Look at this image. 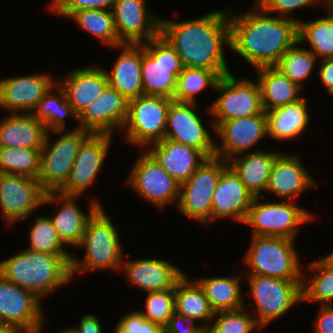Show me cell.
Returning a JSON list of instances; mask_svg holds the SVG:
<instances>
[{
  "label": "cell",
  "mask_w": 333,
  "mask_h": 333,
  "mask_svg": "<svg viewBox=\"0 0 333 333\" xmlns=\"http://www.w3.org/2000/svg\"><path fill=\"white\" fill-rule=\"evenodd\" d=\"M332 260H333V252H329V254H327Z\"/></svg>",
  "instance_id": "55"
},
{
  "label": "cell",
  "mask_w": 333,
  "mask_h": 333,
  "mask_svg": "<svg viewBox=\"0 0 333 333\" xmlns=\"http://www.w3.org/2000/svg\"><path fill=\"white\" fill-rule=\"evenodd\" d=\"M228 162L217 156L207 158L184 183L180 184L177 210L200 224L212 221V196L220 174Z\"/></svg>",
  "instance_id": "10"
},
{
  "label": "cell",
  "mask_w": 333,
  "mask_h": 333,
  "mask_svg": "<svg viewBox=\"0 0 333 333\" xmlns=\"http://www.w3.org/2000/svg\"><path fill=\"white\" fill-rule=\"evenodd\" d=\"M32 222L28 234L29 243L25 248L50 254H72L60 240L49 216L35 215Z\"/></svg>",
  "instance_id": "42"
},
{
  "label": "cell",
  "mask_w": 333,
  "mask_h": 333,
  "mask_svg": "<svg viewBox=\"0 0 333 333\" xmlns=\"http://www.w3.org/2000/svg\"><path fill=\"white\" fill-rule=\"evenodd\" d=\"M326 7L333 12V0H326Z\"/></svg>",
  "instance_id": "54"
},
{
  "label": "cell",
  "mask_w": 333,
  "mask_h": 333,
  "mask_svg": "<svg viewBox=\"0 0 333 333\" xmlns=\"http://www.w3.org/2000/svg\"><path fill=\"white\" fill-rule=\"evenodd\" d=\"M240 78H236L230 72L218 81L214 90L217 98L206 107V113H209L212 121L242 118L260 114L263 111L257 79L254 81L247 77Z\"/></svg>",
  "instance_id": "12"
},
{
  "label": "cell",
  "mask_w": 333,
  "mask_h": 333,
  "mask_svg": "<svg viewBox=\"0 0 333 333\" xmlns=\"http://www.w3.org/2000/svg\"><path fill=\"white\" fill-rule=\"evenodd\" d=\"M173 99L142 95L129 100L128 115L121 131L131 145L146 149L164 138L169 105Z\"/></svg>",
  "instance_id": "11"
},
{
  "label": "cell",
  "mask_w": 333,
  "mask_h": 333,
  "mask_svg": "<svg viewBox=\"0 0 333 333\" xmlns=\"http://www.w3.org/2000/svg\"><path fill=\"white\" fill-rule=\"evenodd\" d=\"M254 198L255 196L228 165L220 174L213 192L212 222L231 219L244 224Z\"/></svg>",
  "instance_id": "25"
},
{
  "label": "cell",
  "mask_w": 333,
  "mask_h": 333,
  "mask_svg": "<svg viewBox=\"0 0 333 333\" xmlns=\"http://www.w3.org/2000/svg\"><path fill=\"white\" fill-rule=\"evenodd\" d=\"M31 114L45 125L48 132L79 129V125L71 129L66 127L65 119L70 117L78 122V115L57 82L38 102Z\"/></svg>",
  "instance_id": "35"
},
{
  "label": "cell",
  "mask_w": 333,
  "mask_h": 333,
  "mask_svg": "<svg viewBox=\"0 0 333 333\" xmlns=\"http://www.w3.org/2000/svg\"><path fill=\"white\" fill-rule=\"evenodd\" d=\"M183 64L175 49L160 35L142 43L141 77L144 95L173 99Z\"/></svg>",
  "instance_id": "9"
},
{
  "label": "cell",
  "mask_w": 333,
  "mask_h": 333,
  "mask_svg": "<svg viewBox=\"0 0 333 333\" xmlns=\"http://www.w3.org/2000/svg\"><path fill=\"white\" fill-rule=\"evenodd\" d=\"M301 160L297 153L282 152L273 164L265 192L281 200L296 201L302 193L317 190L318 183Z\"/></svg>",
  "instance_id": "23"
},
{
  "label": "cell",
  "mask_w": 333,
  "mask_h": 333,
  "mask_svg": "<svg viewBox=\"0 0 333 333\" xmlns=\"http://www.w3.org/2000/svg\"><path fill=\"white\" fill-rule=\"evenodd\" d=\"M244 276L249 282L247 294L253 300L248 303L245 300L244 306L251 309L250 312L262 329L302 303L303 280H284L254 274Z\"/></svg>",
  "instance_id": "5"
},
{
  "label": "cell",
  "mask_w": 333,
  "mask_h": 333,
  "mask_svg": "<svg viewBox=\"0 0 333 333\" xmlns=\"http://www.w3.org/2000/svg\"><path fill=\"white\" fill-rule=\"evenodd\" d=\"M305 97L285 106L265 111L267 115L268 137L273 140L287 141L298 136L308 128L310 120L309 107Z\"/></svg>",
  "instance_id": "31"
},
{
  "label": "cell",
  "mask_w": 333,
  "mask_h": 333,
  "mask_svg": "<svg viewBox=\"0 0 333 333\" xmlns=\"http://www.w3.org/2000/svg\"><path fill=\"white\" fill-rule=\"evenodd\" d=\"M0 333H24V332L17 327L1 324Z\"/></svg>",
  "instance_id": "52"
},
{
  "label": "cell",
  "mask_w": 333,
  "mask_h": 333,
  "mask_svg": "<svg viewBox=\"0 0 333 333\" xmlns=\"http://www.w3.org/2000/svg\"><path fill=\"white\" fill-rule=\"evenodd\" d=\"M282 152L258 149L234 156L227 162L254 196H262L266 191L273 164Z\"/></svg>",
  "instance_id": "30"
},
{
  "label": "cell",
  "mask_w": 333,
  "mask_h": 333,
  "mask_svg": "<svg viewBox=\"0 0 333 333\" xmlns=\"http://www.w3.org/2000/svg\"><path fill=\"white\" fill-rule=\"evenodd\" d=\"M111 134H91L80 146L66 184L58 191L68 196H82L95 184L110 152Z\"/></svg>",
  "instance_id": "18"
},
{
  "label": "cell",
  "mask_w": 333,
  "mask_h": 333,
  "mask_svg": "<svg viewBox=\"0 0 333 333\" xmlns=\"http://www.w3.org/2000/svg\"><path fill=\"white\" fill-rule=\"evenodd\" d=\"M259 2V0H254V4H257Z\"/></svg>",
  "instance_id": "57"
},
{
  "label": "cell",
  "mask_w": 333,
  "mask_h": 333,
  "mask_svg": "<svg viewBox=\"0 0 333 333\" xmlns=\"http://www.w3.org/2000/svg\"><path fill=\"white\" fill-rule=\"evenodd\" d=\"M69 19L76 22L78 27L86 33L91 34L95 39L97 38L98 42L104 46L112 49L123 45L115 30L112 10L85 9L73 13Z\"/></svg>",
  "instance_id": "38"
},
{
  "label": "cell",
  "mask_w": 333,
  "mask_h": 333,
  "mask_svg": "<svg viewBox=\"0 0 333 333\" xmlns=\"http://www.w3.org/2000/svg\"><path fill=\"white\" fill-rule=\"evenodd\" d=\"M138 289L144 292L164 291L175 288L176 283L186 272L167 259L138 258L135 260L123 258L120 272Z\"/></svg>",
  "instance_id": "24"
},
{
  "label": "cell",
  "mask_w": 333,
  "mask_h": 333,
  "mask_svg": "<svg viewBox=\"0 0 333 333\" xmlns=\"http://www.w3.org/2000/svg\"><path fill=\"white\" fill-rule=\"evenodd\" d=\"M209 124L208 127H212L209 129L221 141V145L215 143V156L224 161L242 153L258 151L253 148L268 136L267 115L264 110L260 114L226 121H211Z\"/></svg>",
  "instance_id": "14"
},
{
  "label": "cell",
  "mask_w": 333,
  "mask_h": 333,
  "mask_svg": "<svg viewBox=\"0 0 333 333\" xmlns=\"http://www.w3.org/2000/svg\"><path fill=\"white\" fill-rule=\"evenodd\" d=\"M129 100L108 86L104 92L78 114L80 129L92 134L121 131L128 115ZM119 129V130H118Z\"/></svg>",
  "instance_id": "22"
},
{
  "label": "cell",
  "mask_w": 333,
  "mask_h": 333,
  "mask_svg": "<svg viewBox=\"0 0 333 333\" xmlns=\"http://www.w3.org/2000/svg\"><path fill=\"white\" fill-rule=\"evenodd\" d=\"M113 49L121 51L112 70L104 67L109 86L128 100L144 95L141 77L142 44H123Z\"/></svg>",
  "instance_id": "28"
},
{
  "label": "cell",
  "mask_w": 333,
  "mask_h": 333,
  "mask_svg": "<svg viewBox=\"0 0 333 333\" xmlns=\"http://www.w3.org/2000/svg\"><path fill=\"white\" fill-rule=\"evenodd\" d=\"M319 258L306 265L311 278L306 276L308 273H303L302 304L318 302L320 306L333 305V260L328 255Z\"/></svg>",
  "instance_id": "36"
},
{
  "label": "cell",
  "mask_w": 333,
  "mask_h": 333,
  "mask_svg": "<svg viewBox=\"0 0 333 333\" xmlns=\"http://www.w3.org/2000/svg\"><path fill=\"white\" fill-rule=\"evenodd\" d=\"M260 86L261 103L264 111L285 106L302 97V88L283 75L274 66L255 69Z\"/></svg>",
  "instance_id": "32"
},
{
  "label": "cell",
  "mask_w": 333,
  "mask_h": 333,
  "mask_svg": "<svg viewBox=\"0 0 333 333\" xmlns=\"http://www.w3.org/2000/svg\"><path fill=\"white\" fill-rule=\"evenodd\" d=\"M317 72L319 79L324 89L326 88L327 94L333 93V57L323 58L319 60Z\"/></svg>",
  "instance_id": "50"
},
{
  "label": "cell",
  "mask_w": 333,
  "mask_h": 333,
  "mask_svg": "<svg viewBox=\"0 0 333 333\" xmlns=\"http://www.w3.org/2000/svg\"><path fill=\"white\" fill-rule=\"evenodd\" d=\"M324 17L317 16L316 19H298L297 38L300 44L308 43V49L317 58L333 57V12L326 6Z\"/></svg>",
  "instance_id": "37"
},
{
  "label": "cell",
  "mask_w": 333,
  "mask_h": 333,
  "mask_svg": "<svg viewBox=\"0 0 333 333\" xmlns=\"http://www.w3.org/2000/svg\"><path fill=\"white\" fill-rule=\"evenodd\" d=\"M175 312L190 316L205 328L211 325L215 312L212 310L203 289L188 275H184L175 285Z\"/></svg>",
  "instance_id": "34"
},
{
  "label": "cell",
  "mask_w": 333,
  "mask_h": 333,
  "mask_svg": "<svg viewBox=\"0 0 333 333\" xmlns=\"http://www.w3.org/2000/svg\"><path fill=\"white\" fill-rule=\"evenodd\" d=\"M71 257L72 254H50L24 248L0 261V274L42 301L43 297L73 280Z\"/></svg>",
  "instance_id": "3"
},
{
  "label": "cell",
  "mask_w": 333,
  "mask_h": 333,
  "mask_svg": "<svg viewBox=\"0 0 333 333\" xmlns=\"http://www.w3.org/2000/svg\"><path fill=\"white\" fill-rule=\"evenodd\" d=\"M144 310H138L150 322L164 328L169 318L175 313L174 288L164 291L147 292Z\"/></svg>",
  "instance_id": "44"
},
{
  "label": "cell",
  "mask_w": 333,
  "mask_h": 333,
  "mask_svg": "<svg viewBox=\"0 0 333 333\" xmlns=\"http://www.w3.org/2000/svg\"><path fill=\"white\" fill-rule=\"evenodd\" d=\"M313 321V333H333V305L320 306Z\"/></svg>",
  "instance_id": "49"
},
{
  "label": "cell",
  "mask_w": 333,
  "mask_h": 333,
  "mask_svg": "<svg viewBox=\"0 0 333 333\" xmlns=\"http://www.w3.org/2000/svg\"><path fill=\"white\" fill-rule=\"evenodd\" d=\"M56 82L50 73L0 78V108L6 113L31 114Z\"/></svg>",
  "instance_id": "21"
},
{
  "label": "cell",
  "mask_w": 333,
  "mask_h": 333,
  "mask_svg": "<svg viewBox=\"0 0 333 333\" xmlns=\"http://www.w3.org/2000/svg\"><path fill=\"white\" fill-rule=\"evenodd\" d=\"M159 35L175 49L184 67L213 70L220 77L231 72L224 52L230 49L228 7L178 22L160 16Z\"/></svg>",
  "instance_id": "1"
},
{
  "label": "cell",
  "mask_w": 333,
  "mask_h": 333,
  "mask_svg": "<svg viewBox=\"0 0 333 333\" xmlns=\"http://www.w3.org/2000/svg\"><path fill=\"white\" fill-rule=\"evenodd\" d=\"M220 76L213 70L204 68L183 67L178 75L176 91L173 100L178 102L197 103V95L205 89L215 90Z\"/></svg>",
  "instance_id": "40"
},
{
  "label": "cell",
  "mask_w": 333,
  "mask_h": 333,
  "mask_svg": "<svg viewBox=\"0 0 333 333\" xmlns=\"http://www.w3.org/2000/svg\"><path fill=\"white\" fill-rule=\"evenodd\" d=\"M146 0H116L112 12L117 36L123 44H142L159 35L160 17Z\"/></svg>",
  "instance_id": "19"
},
{
  "label": "cell",
  "mask_w": 333,
  "mask_h": 333,
  "mask_svg": "<svg viewBox=\"0 0 333 333\" xmlns=\"http://www.w3.org/2000/svg\"><path fill=\"white\" fill-rule=\"evenodd\" d=\"M140 156L134 162L125 180L126 186L138 194L144 201L163 210L168 204H176L180 196V184L171 177L155 158L141 149Z\"/></svg>",
  "instance_id": "13"
},
{
  "label": "cell",
  "mask_w": 333,
  "mask_h": 333,
  "mask_svg": "<svg viewBox=\"0 0 333 333\" xmlns=\"http://www.w3.org/2000/svg\"><path fill=\"white\" fill-rule=\"evenodd\" d=\"M49 1V2H48ZM47 7L50 12L57 14L63 19L78 11L85 9H107L112 10L116 0H48ZM49 3V4H48Z\"/></svg>",
  "instance_id": "45"
},
{
  "label": "cell",
  "mask_w": 333,
  "mask_h": 333,
  "mask_svg": "<svg viewBox=\"0 0 333 333\" xmlns=\"http://www.w3.org/2000/svg\"><path fill=\"white\" fill-rule=\"evenodd\" d=\"M72 328L76 333H104L101 322L93 314L82 316L80 324L77 326L73 325Z\"/></svg>",
  "instance_id": "51"
},
{
  "label": "cell",
  "mask_w": 333,
  "mask_h": 333,
  "mask_svg": "<svg viewBox=\"0 0 333 333\" xmlns=\"http://www.w3.org/2000/svg\"><path fill=\"white\" fill-rule=\"evenodd\" d=\"M129 312L120 317L113 330L114 333H163V328L147 321L138 310Z\"/></svg>",
  "instance_id": "47"
},
{
  "label": "cell",
  "mask_w": 333,
  "mask_h": 333,
  "mask_svg": "<svg viewBox=\"0 0 333 333\" xmlns=\"http://www.w3.org/2000/svg\"><path fill=\"white\" fill-rule=\"evenodd\" d=\"M54 333H76V332L72 327H69L63 330L55 331Z\"/></svg>",
  "instance_id": "53"
},
{
  "label": "cell",
  "mask_w": 333,
  "mask_h": 333,
  "mask_svg": "<svg viewBox=\"0 0 333 333\" xmlns=\"http://www.w3.org/2000/svg\"><path fill=\"white\" fill-rule=\"evenodd\" d=\"M265 198L264 194L255 196L244 222L249 227L252 226V234H250L252 236H273L296 240L300 227L315 220V214L299 207L296 201L265 202Z\"/></svg>",
  "instance_id": "7"
},
{
  "label": "cell",
  "mask_w": 333,
  "mask_h": 333,
  "mask_svg": "<svg viewBox=\"0 0 333 333\" xmlns=\"http://www.w3.org/2000/svg\"><path fill=\"white\" fill-rule=\"evenodd\" d=\"M42 301L33 293L8 281L0 274V323L24 333H42L45 312Z\"/></svg>",
  "instance_id": "16"
},
{
  "label": "cell",
  "mask_w": 333,
  "mask_h": 333,
  "mask_svg": "<svg viewBox=\"0 0 333 333\" xmlns=\"http://www.w3.org/2000/svg\"><path fill=\"white\" fill-rule=\"evenodd\" d=\"M266 13L289 18L295 20L298 23V18H293V12L299 8L313 7L315 5L326 6V0H259L257 3Z\"/></svg>",
  "instance_id": "46"
},
{
  "label": "cell",
  "mask_w": 333,
  "mask_h": 333,
  "mask_svg": "<svg viewBox=\"0 0 333 333\" xmlns=\"http://www.w3.org/2000/svg\"><path fill=\"white\" fill-rule=\"evenodd\" d=\"M198 103L172 100L164 138L199 149L207 158L215 156V143L198 114ZM197 109V111H196Z\"/></svg>",
  "instance_id": "17"
},
{
  "label": "cell",
  "mask_w": 333,
  "mask_h": 333,
  "mask_svg": "<svg viewBox=\"0 0 333 333\" xmlns=\"http://www.w3.org/2000/svg\"><path fill=\"white\" fill-rule=\"evenodd\" d=\"M57 83L77 115L109 86L104 67L96 64L72 69L64 78H59Z\"/></svg>",
  "instance_id": "26"
},
{
  "label": "cell",
  "mask_w": 333,
  "mask_h": 333,
  "mask_svg": "<svg viewBox=\"0 0 333 333\" xmlns=\"http://www.w3.org/2000/svg\"><path fill=\"white\" fill-rule=\"evenodd\" d=\"M41 149L0 147V173L38 178Z\"/></svg>",
  "instance_id": "41"
},
{
  "label": "cell",
  "mask_w": 333,
  "mask_h": 333,
  "mask_svg": "<svg viewBox=\"0 0 333 333\" xmlns=\"http://www.w3.org/2000/svg\"><path fill=\"white\" fill-rule=\"evenodd\" d=\"M201 333H210V331L208 329H205L203 332Z\"/></svg>",
  "instance_id": "56"
},
{
  "label": "cell",
  "mask_w": 333,
  "mask_h": 333,
  "mask_svg": "<svg viewBox=\"0 0 333 333\" xmlns=\"http://www.w3.org/2000/svg\"><path fill=\"white\" fill-rule=\"evenodd\" d=\"M205 328L190 316L174 313L163 328V333H201Z\"/></svg>",
  "instance_id": "48"
},
{
  "label": "cell",
  "mask_w": 333,
  "mask_h": 333,
  "mask_svg": "<svg viewBox=\"0 0 333 333\" xmlns=\"http://www.w3.org/2000/svg\"><path fill=\"white\" fill-rule=\"evenodd\" d=\"M45 193L34 177L0 173V216L6 226L35 215Z\"/></svg>",
  "instance_id": "15"
},
{
  "label": "cell",
  "mask_w": 333,
  "mask_h": 333,
  "mask_svg": "<svg viewBox=\"0 0 333 333\" xmlns=\"http://www.w3.org/2000/svg\"><path fill=\"white\" fill-rule=\"evenodd\" d=\"M302 45V46H299ZM303 47L298 41L289 48L274 66L283 75L287 76L292 82L296 83L302 89L303 82L312 77V72L319 59L308 48ZM316 64V65H315Z\"/></svg>",
  "instance_id": "39"
},
{
  "label": "cell",
  "mask_w": 333,
  "mask_h": 333,
  "mask_svg": "<svg viewBox=\"0 0 333 333\" xmlns=\"http://www.w3.org/2000/svg\"><path fill=\"white\" fill-rule=\"evenodd\" d=\"M244 262V274L275 277L284 280H303V265L296 240L273 236H251ZM250 268V269H249Z\"/></svg>",
  "instance_id": "6"
},
{
  "label": "cell",
  "mask_w": 333,
  "mask_h": 333,
  "mask_svg": "<svg viewBox=\"0 0 333 333\" xmlns=\"http://www.w3.org/2000/svg\"><path fill=\"white\" fill-rule=\"evenodd\" d=\"M249 312V313H248ZM253 314L247 308L216 312L208 328L210 333H256L260 332ZM258 329V330H257Z\"/></svg>",
  "instance_id": "43"
},
{
  "label": "cell",
  "mask_w": 333,
  "mask_h": 333,
  "mask_svg": "<svg viewBox=\"0 0 333 333\" xmlns=\"http://www.w3.org/2000/svg\"><path fill=\"white\" fill-rule=\"evenodd\" d=\"M51 134H60L55 141ZM92 133L84 129L47 132L41 148L38 181L45 192H58L68 181L81 144Z\"/></svg>",
  "instance_id": "8"
},
{
  "label": "cell",
  "mask_w": 333,
  "mask_h": 333,
  "mask_svg": "<svg viewBox=\"0 0 333 333\" xmlns=\"http://www.w3.org/2000/svg\"><path fill=\"white\" fill-rule=\"evenodd\" d=\"M0 120V147L31 149L43 147L48 131L32 114L8 113Z\"/></svg>",
  "instance_id": "29"
},
{
  "label": "cell",
  "mask_w": 333,
  "mask_h": 333,
  "mask_svg": "<svg viewBox=\"0 0 333 333\" xmlns=\"http://www.w3.org/2000/svg\"><path fill=\"white\" fill-rule=\"evenodd\" d=\"M203 289L212 310L233 311L244 308L247 296L242 291V276H212L194 279Z\"/></svg>",
  "instance_id": "33"
},
{
  "label": "cell",
  "mask_w": 333,
  "mask_h": 333,
  "mask_svg": "<svg viewBox=\"0 0 333 333\" xmlns=\"http://www.w3.org/2000/svg\"><path fill=\"white\" fill-rule=\"evenodd\" d=\"M229 7L230 49L253 69L272 67L297 41L298 23L266 13L258 4L233 13Z\"/></svg>",
  "instance_id": "2"
},
{
  "label": "cell",
  "mask_w": 333,
  "mask_h": 333,
  "mask_svg": "<svg viewBox=\"0 0 333 333\" xmlns=\"http://www.w3.org/2000/svg\"><path fill=\"white\" fill-rule=\"evenodd\" d=\"M119 226L100 206L89 218L83 237L77 248H84V258L71 257L72 279L78 272L89 273L102 270L120 272L123 261V246Z\"/></svg>",
  "instance_id": "4"
},
{
  "label": "cell",
  "mask_w": 333,
  "mask_h": 333,
  "mask_svg": "<svg viewBox=\"0 0 333 333\" xmlns=\"http://www.w3.org/2000/svg\"><path fill=\"white\" fill-rule=\"evenodd\" d=\"M146 149L179 184L187 181L207 159L199 149L166 138Z\"/></svg>",
  "instance_id": "27"
},
{
  "label": "cell",
  "mask_w": 333,
  "mask_h": 333,
  "mask_svg": "<svg viewBox=\"0 0 333 333\" xmlns=\"http://www.w3.org/2000/svg\"><path fill=\"white\" fill-rule=\"evenodd\" d=\"M78 198L80 196H68L59 192H46L42 202V207L44 205H58L59 209L57 212H54V215H49V218L62 243L66 247H76V249L83 237L89 218L102 206L99 202L100 200H97L96 197H92L91 200L89 198V208L88 213H86L78 205Z\"/></svg>",
  "instance_id": "20"
}]
</instances>
